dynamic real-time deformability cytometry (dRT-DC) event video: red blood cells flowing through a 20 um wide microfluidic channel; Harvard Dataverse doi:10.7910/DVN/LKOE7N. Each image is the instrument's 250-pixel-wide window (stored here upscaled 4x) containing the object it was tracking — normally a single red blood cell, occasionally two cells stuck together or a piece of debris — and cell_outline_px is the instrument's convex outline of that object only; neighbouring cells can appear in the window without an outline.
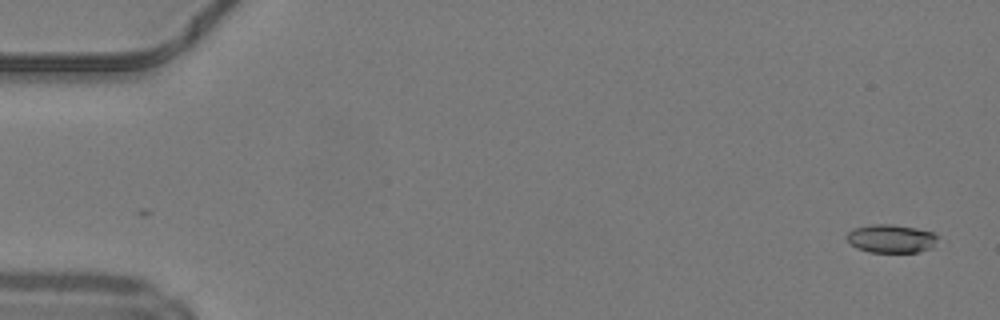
{"species": "common noctule bat (a hibernating species)", "species_latin": "Nyctalus noctula", "temperature_condition": "warm", "stored_images_in_passage": 50, "camera_frame_rate_fps": 3000, "um_per_image_px": 0.085, "animal": {"sex": "male", "body_mass_g": 19.2, "forearm_length_mm": 51.8}, "frame": {"image": 1, "passage_image": 2, "time_ms": 0.333, "image_size_px": [1000, 320], "cell_outline_px": [[936, 236], [932, 248], [920, 252], [868, 252], [856, 248], [848, 240], [848, 232], [852, 228], [872, 224], [892, 224], [916, 228], [932, 232]], "centroid_in_image_um": [75.72, 20.28], "position_along_channel_um": 9.3, "area_um2": 14.91}}
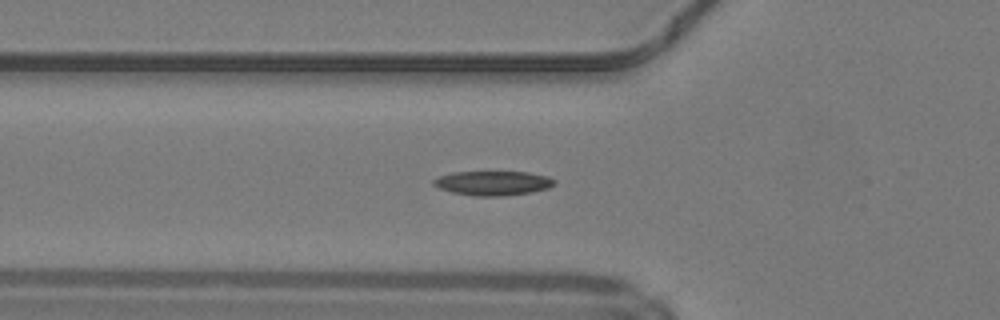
{"frame": {"image": 2, "passage_image": 18, "time_ms": 5.667, "image_size_px": [1000, 320], "cell_outline_px": [[556, 184], [548, 188], [532, 192], [504, 196], [476, 196], [452, 192], [440, 188], [432, 184], [432, 180], [440, 176], [452, 172], [528, 172], [548, 176], [556, 180]], "centroid_in_image_um": [41.93, 15.56], "position_along_channel_um": 83.9, "area_um2": 17.22}}
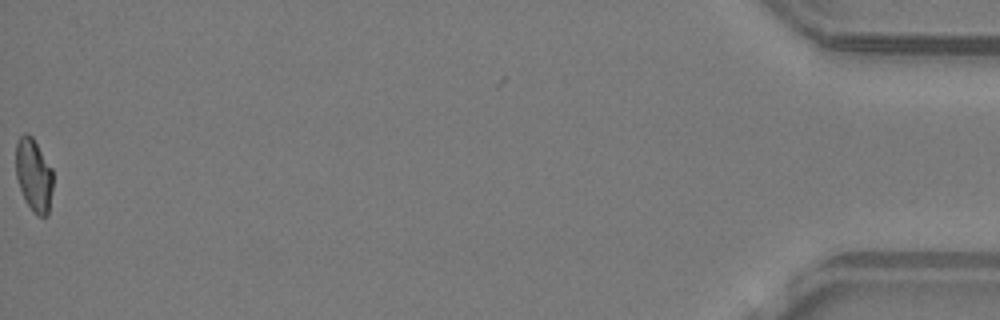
{"frame": {"image": 3, "passage_image": 50, "time_ms": 16.333, "image_size_px": [1000, 320], "cell_outline_px": [[52, 188], [48, 216], [36, 216], [32, 212], [24, 200], [16, 176], [16, 140], [24, 132], [28, 132], [32, 136], [52, 168]], "centroid_in_image_um": [2.86, 14.88], "position_along_channel_um": 432.3, "area_um2": 16.01}}